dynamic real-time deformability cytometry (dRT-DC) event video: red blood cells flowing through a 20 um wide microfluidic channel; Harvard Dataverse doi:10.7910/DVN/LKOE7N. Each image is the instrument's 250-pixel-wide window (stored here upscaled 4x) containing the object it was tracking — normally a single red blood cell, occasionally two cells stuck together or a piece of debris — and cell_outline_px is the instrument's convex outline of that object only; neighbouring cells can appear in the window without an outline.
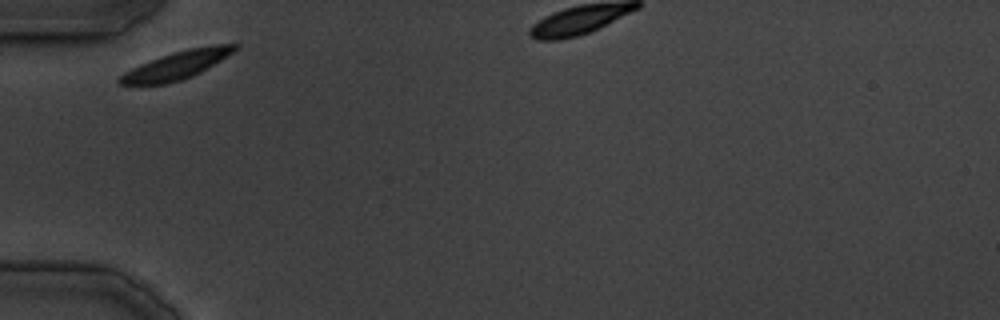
{"species": "common noctule bat (a hibernating species)", "species_latin": "Nyctalus noctula", "temperature_condition": "cold", "stored_images_in_passage": 13, "camera_frame_rate_fps": 3000, "um_per_image_px": 0.085, "animal": {"sex": "male", "body_mass_g": 19.5, "forearm_length_mm": 54.6}, "frame": {"image": 1, "passage_image": 1, "time_ms": 0.0, "image_size_px": [1000, 320], "cell_outline_px": [[240, 48], [200, 72], [192, 76], [180, 80], [164, 84], [116, 84], [116, 80], [124, 72], [140, 64], [160, 56], [188, 48], [212, 44], [240, 44]], "centroid_in_image_um": [15.03, 5.52], "position_along_channel_um": 70.0, "area_um2": 18.67}}
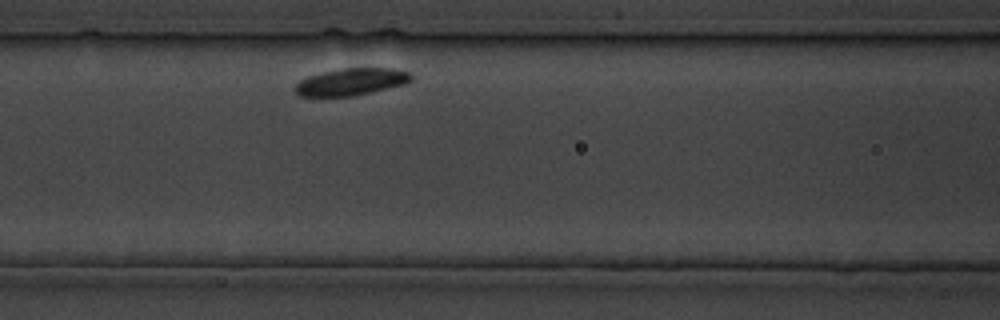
{"frame": {"image": 2, "passage_image": 6, "time_ms": 5.667, "image_size_px": [1000, 320], "cell_outline_px": [[412, 80], [404, 84], [352, 96], [300, 96], [292, 88], [300, 80], [308, 76], [320, 72], [340, 68], [392, 68], [412, 72]], "centroid_in_image_um": [29.84, 6.94], "position_along_channel_um": 136.8, "area_um2": 18.38}}